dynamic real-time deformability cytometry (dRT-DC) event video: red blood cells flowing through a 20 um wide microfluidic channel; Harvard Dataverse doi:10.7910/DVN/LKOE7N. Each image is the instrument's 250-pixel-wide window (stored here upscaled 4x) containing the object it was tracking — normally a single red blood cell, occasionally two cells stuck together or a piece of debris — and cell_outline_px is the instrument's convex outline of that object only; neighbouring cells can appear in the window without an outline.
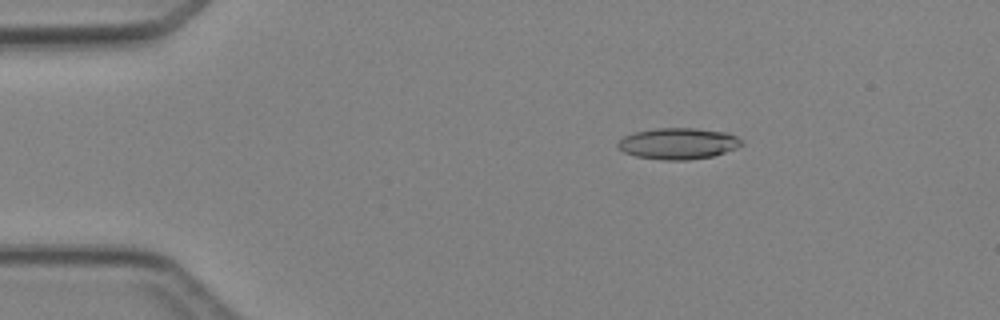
{"species": "Egyptian fruit bat (a non-hibernating species)", "species_latin": "Rousettus aegyptiacus", "temperature_condition": "cold", "stored_images_in_passage": 4, "camera_frame_rate_fps": 3000, "um_per_image_px": 0.085, "animal": {"sex": "female"}, "frame": {"image": 1, "passage_image": 2, "time_ms": 1.0, "image_size_px": [1000, 320], "cell_outline_px": [[744, 144], [736, 148], [712, 156], [688, 160], [664, 160], [636, 156], [624, 152], [616, 144], [624, 136], [636, 132], [656, 128], [696, 128], [728, 132], [744, 140]], "centroid_in_image_um": [57.69, 12.19], "position_along_channel_um": 27.3, "area_um2": 22.54}}
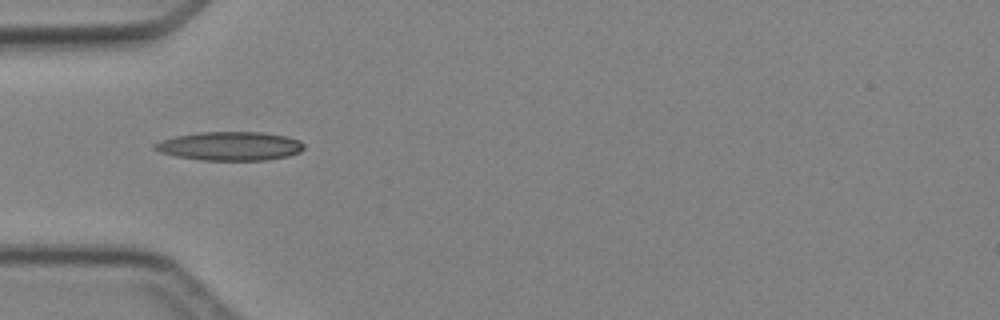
{"frame": {"image": 2, "passage_image": 4, "time_ms": 3.333, "image_size_px": [1000, 320], "cell_outline_px": [[304, 148], [300, 152], [288, 156], [264, 160], [200, 160], [176, 156], [160, 152], [152, 148], [152, 144], [160, 140], [176, 136], [200, 132], [260, 132], [288, 136], [300, 140], [304, 144]], "centroid_in_image_um": [19.54, 12.41], "position_along_channel_um": 65.5, "area_um2": 25.14}}